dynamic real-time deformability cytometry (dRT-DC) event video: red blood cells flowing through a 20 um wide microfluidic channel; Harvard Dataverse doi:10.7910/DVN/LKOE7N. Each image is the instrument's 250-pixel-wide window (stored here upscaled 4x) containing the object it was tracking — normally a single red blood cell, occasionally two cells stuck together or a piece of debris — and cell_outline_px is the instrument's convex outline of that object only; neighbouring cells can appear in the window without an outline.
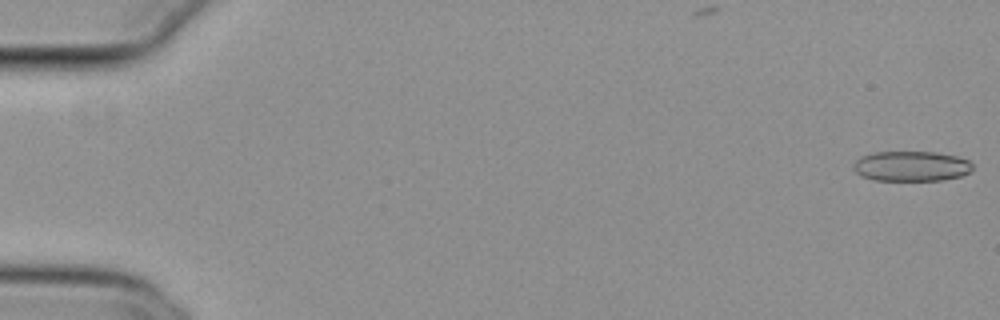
{"species": "common noctule bat (a hibernating species)", "species_latin": "Nyctalus noctula", "temperature_condition": "cold", "stored_images_in_passage": 11, "camera_frame_rate_fps": 3000, "um_per_image_px": 0.085, "animal": {"sex": "female", "body_mass_g": 29.2, "forearm_length_mm": 56.3}, "frame": {"image": 1, "passage_image": 1, "time_ms": 0.0, "image_size_px": [1000, 320], "cell_outline_px": [[972, 172], [960, 176], [940, 180], [876, 180], [860, 176], [852, 168], [852, 164], [860, 156], [872, 152], [936, 152], [956, 156], [968, 160], [972, 164]], "centroid_in_image_um": [77.43, 14.12], "position_along_channel_um": 7.6, "area_um2": 21.04}}